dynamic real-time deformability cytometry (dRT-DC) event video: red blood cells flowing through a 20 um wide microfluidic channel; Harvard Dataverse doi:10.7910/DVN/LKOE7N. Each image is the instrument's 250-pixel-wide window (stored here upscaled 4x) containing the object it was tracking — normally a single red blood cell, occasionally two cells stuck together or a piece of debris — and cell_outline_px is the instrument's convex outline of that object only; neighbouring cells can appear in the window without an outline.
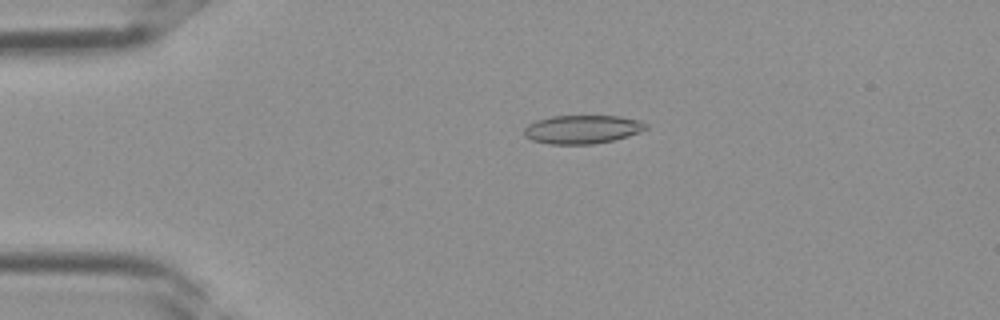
{"species": "Egyptian fruit bat (a non-hibernating species)", "species_latin": "Rousettus aegyptiacus", "temperature_condition": "room temperature", "stored_images_in_passage": 30, "camera_frame_rate_fps": 3000, "um_per_image_px": 0.085, "frame": {"image": 1, "passage_image": 1, "time_ms": 0.0, "image_size_px": [1000, 320], "cell_outline_px": [[648, 128], [640, 132], [628, 136], [612, 140], [592, 144], [548, 144], [532, 140], [524, 136], [524, 128], [528, 124], [536, 120], [552, 116], [620, 116], [640, 120], [648, 124]], "centroid_in_image_um": [49.5, 10.99], "position_along_channel_um": 35.5, "area_um2": 20.35}}
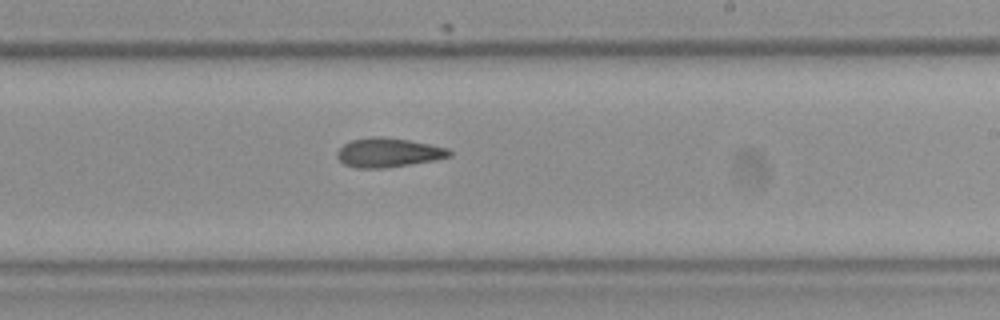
{"frame": {"image": 2, "passage_image": 15, "time_ms": 4.667, "image_size_px": [1000, 320], "cell_outline_px": [[452, 156], [436, 160], [384, 168], [356, 168], [344, 164], [336, 156], [336, 152], [344, 144], [352, 140], [372, 136], [380, 136], [408, 140], [448, 148], [452, 152]], "centroid_in_image_um": [33.0, 12.97], "position_along_channel_um": 256.0, "area_um2": 19.07}}
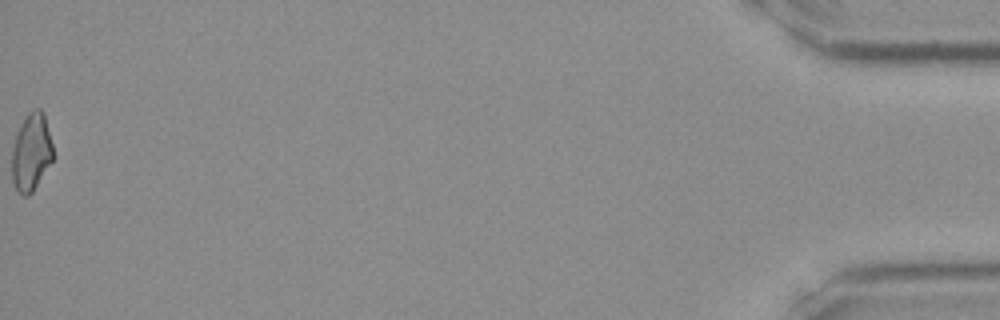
{"frame": {"image": 3, "passage_image": 30, "time_ms": 9.667, "image_size_px": [1000, 320], "cell_outline_px": [[56, 156], [32, 192], [28, 196], [24, 196], [16, 188], [12, 180], [12, 148], [16, 136], [28, 112], [32, 108], [40, 108], [44, 112]], "centroid_in_image_um": [2.7, 12.92], "position_along_channel_um": 432.5, "area_um2": 18.79}}